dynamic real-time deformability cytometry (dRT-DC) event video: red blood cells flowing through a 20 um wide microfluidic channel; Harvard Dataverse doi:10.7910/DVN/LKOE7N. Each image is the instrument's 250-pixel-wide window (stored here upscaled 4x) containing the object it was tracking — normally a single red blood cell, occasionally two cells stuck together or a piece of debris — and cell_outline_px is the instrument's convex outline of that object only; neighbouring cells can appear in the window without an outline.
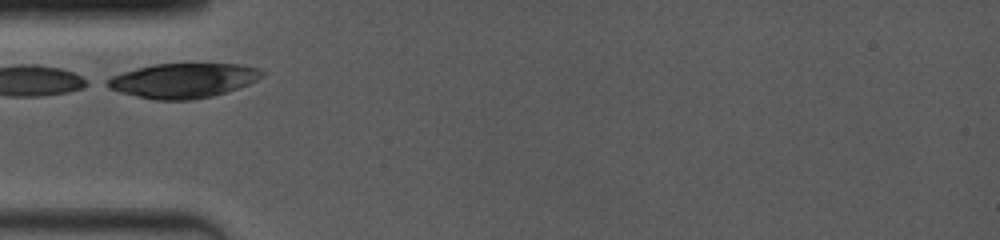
{"species": "common noctule bat (a hibernating species)", "species_latin": "Nyctalus noctula", "temperature_condition": "room temperature", "stored_images_in_passage": 3, "camera_frame_rate_fps": 4000, "um_per_image_px": 0.085, "animal": {"sex": "female", "body_mass_g": 19.0, "forearm_length_mm": 53.3}, "frame": {"image": 1, "passage_image": 1, "time_ms": 0.0, "image_size_px": [1000, 240], "cell_outline_px": [[268, 72], [264, 76], [248, 84], [212, 96], [188, 100], [156, 100], [136, 96], [120, 92], [108, 88], [100, 84], [104, 80], [112, 76], [136, 68], [152, 64], [240, 64], [260, 68]], "centroid_in_image_um": [15.54, 6.84], "position_along_channel_um": 69.5, "area_um2": 31.44}}
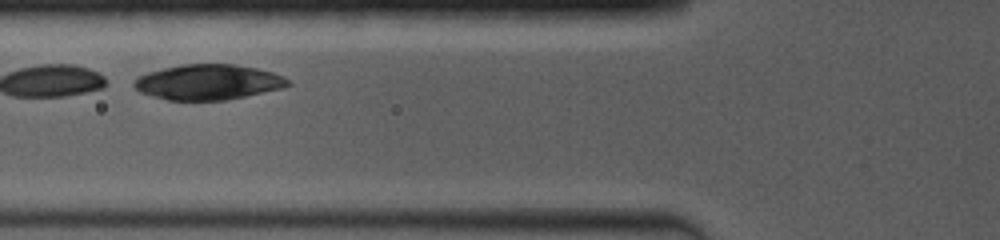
{"frame": {"image": 2, "passage_image": 2, "time_ms": 1.0, "image_size_px": [1000, 240], "cell_outline_px": [[292, 84], [280, 88], [244, 96], [224, 100], [168, 100], [152, 96], [140, 92], [132, 84], [140, 76], [148, 72], [180, 64], [232, 64], [256, 68], [272, 72], [284, 76]], "centroid_in_image_um": [17.68, 6.97], "position_along_channel_um": 108.1, "area_um2": 31.33}}